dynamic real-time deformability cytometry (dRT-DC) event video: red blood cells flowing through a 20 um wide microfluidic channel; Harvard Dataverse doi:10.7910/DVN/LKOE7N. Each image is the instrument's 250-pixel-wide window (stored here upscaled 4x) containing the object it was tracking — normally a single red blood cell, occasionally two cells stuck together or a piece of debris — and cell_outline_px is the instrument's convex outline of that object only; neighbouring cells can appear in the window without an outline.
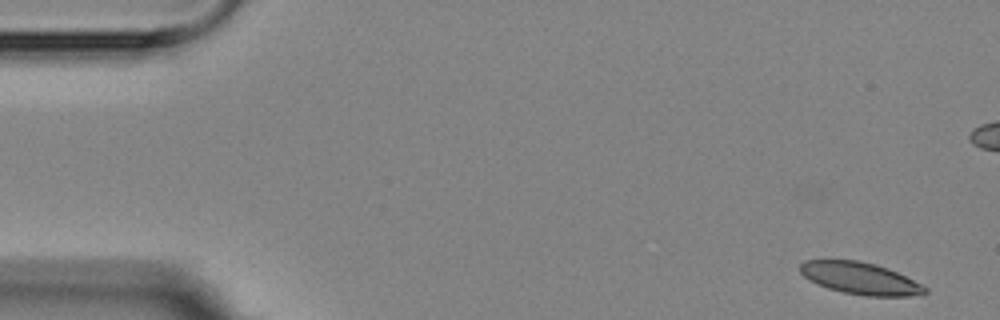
{"species": "Egyptian fruit bat (a non-hibernating species)", "species_latin": "Rousettus aegyptiacus", "temperature_condition": "room temperature", "stored_images_in_passage": 5, "camera_frame_rate_fps": 3000, "um_per_image_px": 0.085, "animal": {"sex": "female"}, "frame": {"image": 1, "passage_image": 1, "time_ms": 0.0, "image_size_px": [1000, 320], "cell_outline_px": [[928, 292], [908, 296], [864, 296], [844, 292], [828, 288], [816, 284], [808, 280], [800, 272], [800, 264], [804, 260], [860, 260], [876, 264], [888, 268], [928, 288]], "centroid_in_image_um": [73.07, 23.65], "position_along_channel_um": 11.9, "area_um2": 23.18}}